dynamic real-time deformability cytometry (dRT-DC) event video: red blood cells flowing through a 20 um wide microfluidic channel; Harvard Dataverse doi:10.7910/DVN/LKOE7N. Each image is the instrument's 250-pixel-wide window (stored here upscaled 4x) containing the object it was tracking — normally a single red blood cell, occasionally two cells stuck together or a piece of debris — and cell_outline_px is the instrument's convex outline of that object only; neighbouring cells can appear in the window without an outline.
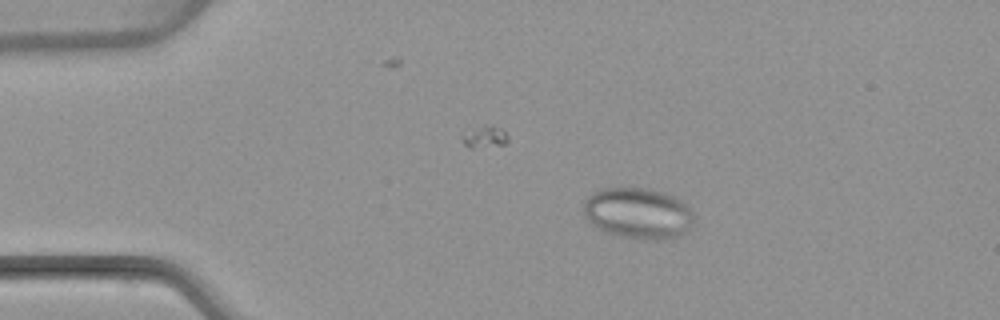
{"species": "common noctule bat (a hibernating species)", "species_latin": "Nyctalus noctula", "temperature_condition": "warm", "stored_images_in_passage": 6, "camera_frame_rate_fps": 3000, "um_per_image_px": 0.085, "animal": {"sex": "female", "body_mass_g": 22.7, "forearm_length_mm": 54.2}, "frame": {"image": 1, "passage_image": 1, "time_ms": 0.0, "image_size_px": [1000, 320], "cell_outline_px": [[692, 224], [688, 232], [680, 236], [664, 240], [644, 240], [620, 236], [604, 232], [592, 224], [588, 220], [584, 212], [584, 200], [592, 192], [600, 188], [648, 188], [664, 192], [680, 200], [692, 212]], "centroid_in_image_um": [54.22, 18.14], "position_along_channel_um": 30.8, "area_um2": 33.06}}
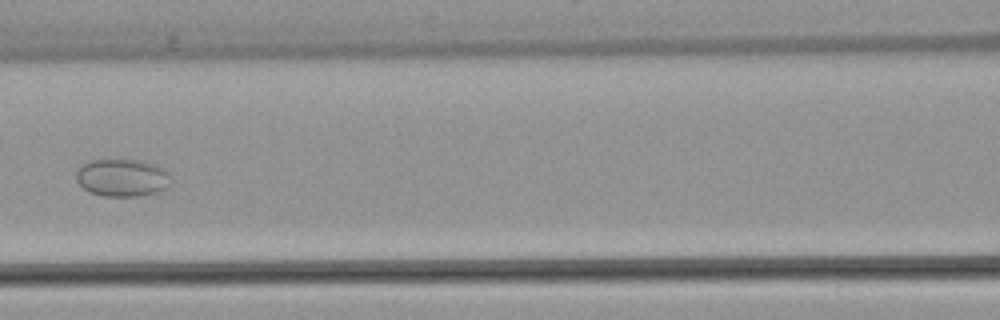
{"frame": {"image": 2, "passage_image": 5, "time_ms": 4.667, "image_size_px": [1000, 320], "cell_outline_px": [[168, 188], [156, 192], [136, 196], [104, 196], [92, 192], [84, 188], [76, 180], [76, 168], [88, 160], [120, 156], [140, 160], [156, 164], [168, 172]], "centroid_in_image_um": [10.34, 15.03], "position_along_channel_um": 156.3, "area_um2": 21.39}}
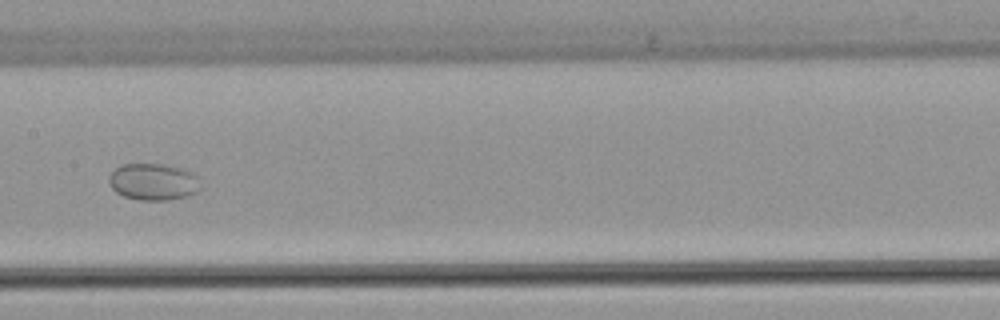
{"frame": {"image": 3, "passage_image": 6, "time_ms": 5.667, "image_size_px": [1000, 320], "cell_outline_px": [[200, 188], [196, 192], [188, 196], [168, 200], [140, 200], [124, 196], [116, 192], [112, 188], [108, 180], [108, 176], [120, 164], [164, 164], [184, 168], [192, 172], [196, 176]], "centroid_in_image_um": [13.02, 15.45], "position_along_channel_um": 194.4, "area_um2": 19.71}}